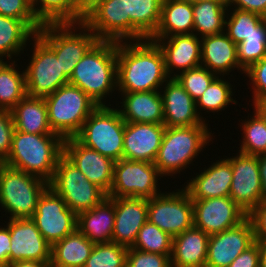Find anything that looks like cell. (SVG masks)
Listing matches in <instances>:
<instances>
[{
	"label": "cell",
	"instance_id": "277c9868",
	"mask_svg": "<svg viewBox=\"0 0 266 267\" xmlns=\"http://www.w3.org/2000/svg\"><path fill=\"white\" fill-rule=\"evenodd\" d=\"M63 142L58 134H31L14 129L9 156L3 163L49 183L63 154Z\"/></svg>",
	"mask_w": 266,
	"mask_h": 267
},
{
	"label": "cell",
	"instance_id": "d4e9b609",
	"mask_svg": "<svg viewBox=\"0 0 266 267\" xmlns=\"http://www.w3.org/2000/svg\"><path fill=\"white\" fill-rule=\"evenodd\" d=\"M200 39L201 66L217 76L229 77L230 75V77H233L235 70L240 75L245 74L237 60V45L225 32L204 36Z\"/></svg>",
	"mask_w": 266,
	"mask_h": 267
},
{
	"label": "cell",
	"instance_id": "2e32d148",
	"mask_svg": "<svg viewBox=\"0 0 266 267\" xmlns=\"http://www.w3.org/2000/svg\"><path fill=\"white\" fill-rule=\"evenodd\" d=\"M83 23L99 40L130 41V17H125V0H103L91 9Z\"/></svg>",
	"mask_w": 266,
	"mask_h": 267
},
{
	"label": "cell",
	"instance_id": "816d5d0a",
	"mask_svg": "<svg viewBox=\"0 0 266 267\" xmlns=\"http://www.w3.org/2000/svg\"><path fill=\"white\" fill-rule=\"evenodd\" d=\"M0 224V265L5 267L9 264V255L11 253V237L8 226L1 220Z\"/></svg>",
	"mask_w": 266,
	"mask_h": 267
},
{
	"label": "cell",
	"instance_id": "603a6c76",
	"mask_svg": "<svg viewBox=\"0 0 266 267\" xmlns=\"http://www.w3.org/2000/svg\"><path fill=\"white\" fill-rule=\"evenodd\" d=\"M165 128L164 124L126 122L123 159L154 163Z\"/></svg>",
	"mask_w": 266,
	"mask_h": 267
},
{
	"label": "cell",
	"instance_id": "6da1fadb",
	"mask_svg": "<svg viewBox=\"0 0 266 267\" xmlns=\"http://www.w3.org/2000/svg\"><path fill=\"white\" fill-rule=\"evenodd\" d=\"M169 79L155 41L117 42V92L160 91Z\"/></svg>",
	"mask_w": 266,
	"mask_h": 267
},
{
	"label": "cell",
	"instance_id": "7bdbcfd3",
	"mask_svg": "<svg viewBox=\"0 0 266 267\" xmlns=\"http://www.w3.org/2000/svg\"><path fill=\"white\" fill-rule=\"evenodd\" d=\"M216 77L217 75L207 68L199 66L184 71L175 78L196 102Z\"/></svg>",
	"mask_w": 266,
	"mask_h": 267
},
{
	"label": "cell",
	"instance_id": "60d3db41",
	"mask_svg": "<svg viewBox=\"0 0 266 267\" xmlns=\"http://www.w3.org/2000/svg\"><path fill=\"white\" fill-rule=\"evenodd\" d=\"M172 238L155 224L147 221L139 230L132 248L143 252L171 256Z\"/></svg>",
	"mask_w": 266,
	"mask_h": 267
},
{
	"label": "cell",
	"instance_id": "e575fe53",
	"mask_svg": "<svg viewBox=\"0 0 266 267\" xmlns=\"http://www.w3.org/2000/svg\"><path fill=\"white\" fill-rule=\"evenodd\" d=\"M225 78L226 76H224V78L223 76H217L203 92L201 97L196 101L197 112L202 120H204L206 123H209V121H207L208 119L203 117L204 113H213L214 115L215 113H220V111H225V109L230 107V104L238 105L239 103L233 98L236 91L234 89L235 86L230 83L233 80L235 81L236 78H231L230 76L227 77V79ZM228 79L231 81H229ZM203 111L205 112L203 113Z\"/></svg>",
	"mask_w": 266,
	"mask_h": 267
},
{
	"label": "cell",
	"instance_id": "db71d44e",
	"mask_svg": "<svg viewBox=\"0 0 266 267\" xmlns=\"http://www.w3.org/2000/svg\"><path fill=\"white\" fill-rule=\"evenodd\" d=\"M5 267H52L51 261H16L6 265Z\"/></svg>",
	"mask_w": 266,
	"mask_h": 267
},
{
	"label": "cell",
	"instance_id": "f546056e",
	"mask_svg": "<svg viewBox=\"0 0 266 267\" xmlns=\"http://www.w3.org/2000/svg\"><path fill=\"white\" fill-rule=\"evenodd\" d=\"M163 0H125V17H130V41L150 38L160 22Z\"/></svg>",
	"mask_w": 266,
	"mask_h": 267
},
{
	"label": "cell",
	"instance_id": "d590c367",
	"mask_svg": "<svg viewBox=\"0 0 266 267\" xmlns=\"http://www.w3.org/2000/svg\"><path fill=\"white\" fill-rule=\"evenodd\" d=\"M31 6L42 25L81 23L84 19L76 9L75 0H31Z\"/></svg>",
	"mask_w": 266,
	"mask_h": 267
},
{
	"label": "cell",
	"instance_id": "1f68e13d",
	"mask_svg": "<svg viewBox=\"0 0 266 267\" xmlns=\"http://www.w3.org/2000/svg\"><path fill=\"white\" fill-rule=\"evenodd\" d=\"M35 35L24 21L0 15V58L18 61L21 60V54L29 56L30 53L26 54L24 51Z\"/></svg>",
	"mask_w": 266,
	"mask_h": 267
},
{
	"label": "cell",
	"instance_id": "836d02e7",
	"mask_svg": "<svg viewBox=\"0 0 266 267\" xmlns=\"http://www.w3.org/2000/svg\"><path fill=\"white\" fill-rule=\"evenodd\" d=\"M227 10V1L193 3V34L201 38L225 32Z\"/></svg>",
	"mask_w": 266,
	"mask_h": 267
},
{
	"label": "cell",
	"instance_id": "681fc988",
	"mask_svg": "<svg viewBox=\"0 0 266 267\" xmlns=\"http://www.w3.org/2000/svg\"><path fill=\"white\" fill-rule=\"evenodd\" d=\"M260 242H254L237 256L228 267H259Z\"/></svg>",
	"mask_w": 266,
	"mask_h": 267
},
{
	"label": "cell",
	"instance_id": "f5cc1de1",
	"mask_svg": "<svg viewBox=\"0 0 266 267\" xmlns=\"http://www.w3.org/2000/svg\"><path fill=\"white\" fill-rule=\"evenodd\" d=\"M262 197L266 201V153L258 155Z\"/></svg>",
	"mask_w": 266,
	"mask_h": 267
},
{
	"label": "cell",
	"instance_id": "9f6ffc18",
	"mask_svg": "<svg viewBox=\"0 0 266 267\" xmlns=\"http://www.w3.org/2000/svg\"><path fill=\"white\" fill-rule=\"evenodd\" d=\"M259 267H266V242H260Z\"/></svg>",
	"mask_w": 266,
	"mask_h": 267
},
{
	"label": "cell",
	"instance_id": "f6af8a7d",
	"mask_svg": "<svg viewBox=\"0 0 266 267\" xmlns=\"http://www.w3.org/2000/svg\"><path fill=\"white\" fill-rule=\"evenodd\" d=\"M248 78L247 81L251 86L253 106L256 102L266 99V56L257 61L249 69L245 71L243 77Z\"/></svg>",
	"mask_w": 266,
	"mask_h": 267
},
{
	"label": "cell",
	"instance_id": "4fadbf2b",
	"mask_svg": "<svg viewBox=\"0 0 266 267\" xmlns=\"http://www.w3.org/2000/svg\"><path fill=\"white\" fill-rule=\"evenodd\" d=\"M31 220L51 246L77 230V214L50 187L40 196Z\"/></svg>",
	"mask_w": 266,
	"mask_h": 267
},
{
	"label": "cell",
	"instance_id": "9a60e30c",
	"mask_svg": "<svg viewBox=\"0 0 266 267\" xmlns=\"http://www.w3.org/2000/svg\"><path fill=\"white\" fill-rule=\"evenodd\" d=\"M192 202L194 226L208 235L233 228L248 217L230 196L192 200Z\"/></svg>",
	"mask_w": 266,
	"mask_h": 267
},
{
	"label": "cell",
	"instance_id": "f1b7e54d",
	"mask_svg": "<svg viewBox=\"0 0 266 267\" xmlns=\"http://www.w3.org/2000/svg\"><path fill=\"white\" fill-rule=\"evenodd\" d=\"M10 111L16 130L31 134H56L48 122V108L44 97L26 95Z\"/></svg>",
	"mask_w": 266,
	"mask_h": 267
},
{
	"label": "cell",
	"instance_id": "5bb4252c",
	"mask_svg": "<svg viewBox=\"0 0 266 267\" xmlns=\"http://www.w3.org/2000/svg\"><path fill=\"white\" fill-rule=\"evenodd\" d=\"M224 156L232 166V183L229 196L247 214L265 200L262 197L258 155L241 152Z\"/></svg>",
	"mask_w": 266,
	"mask_h": 267
},
{
	"label": "cell",
	"instance_id": "7c38bea8",
	"mask_svg": "<svg viewBox=\"0 0 266 267\" xmlns=\"http://www.w3.org/2000/svg\"><path fill=\"white\" fill-rule=\"evenodd\" d=\"M147 219L175 237L194 226L192 199L181 186L173 191H163L148 199Z\"/></svg>",
	"mask_w": 266,
	"mask_h": 267
},
{
	"label": "cell",
	"instance_id": "d6986e66",
	"mask_svg": "<svg viewBox=\"0 0 266 267\" xmlns=\"http://www.w3.org/2000/svg\"><path fill=\"white\" fill-rule=\"evenodd\" d=\"M63 154L86 176V178L109 193L113 181L115 161L99 152L85 147L75 137L64 139Z\"/></svg>",
	"mask_w": 266,
	"mask_h": 267
},
{
	"label": "cell",
	"instance_id": "c3c4849f",
	"mask_svg": "<svg viewBox=\"0 0 266 267\" xmlns=\"http://www.w3.org/2000/svg\"><path fill=\"white\" fill-rule=\"evenodd\" d=\"M248 218L252 222L254 240L256 242H266V201L256 206L248 214Z\"/></svg>",
	"mask_w": 266,
	"mask_h": 267
},
{
	"label": "cell",
	"instance_id": "44dd1931",
	"mask_svg": "<svg viewBox=\"0 0 266 267\" xmlns=\"http://www.w3.org/2000/svg\"><path fill=\"white\" fill-rule=\"evenodd\" d=\"M207 164L186 180L183 186L192 200L227 197L232 183V166L227 158H221Z\"/></svg>",
	"mask_w": 266,
	"mask_h": 267
},
{
	"label": "cell",
	"instance_id": "f35d334b",
	"mask_svg": "<svg viewBox=\"0 0 266 267\" xmlns=\"http://www.w3.org/2000/svg\"><path fill=\"white\" fill-rule=\"evenodd\" d=\"M264 17L249 11L228 8L225 19V33L238 45L252 33L257 32V26Z\"/></svg>",
	"mask_w": 266,
	"mask_h": 267
},
{
	"label": "cell",
	"instance_id": "ba28073f",
	"mask_svg": "<svg viewBox=\"0 0 266 267\" xmlns=\"http://www.w3.org/2000/svg\"><path fill=\"white\" fill-rule=\"evenodd\" d=\"M36 34L55 52L61 70L68 78L86 52L99 40L83 22L43 24Z\"/></svg>",
	"mask_w": 266,
	"mask_h": 267
},
{
	"label": "cell",
	"instance_id": "6f0895ef",
	"mask_svg": "<svg viewBox=\"0 0 266 267\" xmlns=\"http://www.w3.org/2000/svg\"><path fill=\"white\" fill-rule=\"evenodd\" d=\"M253 107H255L266 119V99L256 102Z\"/></svg>",
	"mask_w": 266,
	"mask_h": 267
},
{
	"label": "cell",
	"instance_id": "bcb514c9",
	"mask_svg": "<svg viewBox=\"0 0 266 267\" xmlns=\"http://www.w3.org/2000/svg\"><path fill=\"white\" fill-rule=\"evenodd\" d=\"M171 256L128 248L126 267H171Z\"/></svg>",
	"mask_w": 266,
	"mask_h": 267
},
{
	"label": "cell",
	"instance_id": "52a82bcc",
	"mask_svg": "<svg viewBox=\"0 0 266 267\" xmlns=\"http://www.w3.org/2000/svg\"><path fill=\"white\" fill-rule=\"evenodd\" d=\"M125 121L113 106H98L75 138L85 147L119 161L123 158Z\"/></svg>",
	"mask_w": 266,
	"mask_h": 267
},
{
	"label": "cell",
	"instance_id": "d6a6232c",
	"mask_svg": "<svg viewBox=\"0 0 266 267\" xmlns=\"http://www.w3.org/2000/svg\"><path fill=\"white\" fill-rule=\"evenodd\" d=\"M78 230L56 242L51 249L52 267H84L94 247Z\"/></svg>",
	"mask_w": 266,
	"mask_h": 267
},
{
	"label": "cell",
	"instance_id": "484cf974",
	"mask_svg": "<svg viewBox=\"0 0 266 267\" xmlns=\"http://www.w3.org/2000/svg\"><path fill=\"white\" fill-rule=\"evenodd\" d=\"M117 93L120 101H115L118 102L115 107L125 122L163 124L164 110L160 91Z\"/></svg>",
	"mask_w": 266,
	"mask_h": 267
},
{
	"label": "cell",
	"instance_id": "cb8c5ba5",
	"mask_svg": "<svg viewBox=\"0 0 266 267\" xmlns=\"http://www.w3.org/2000/svg\"><path fill=\"white\" fill-rule=\"evenodd\" d=\"M147 215V198H115V221L112 242L126 248L133 247L139 230L148 221Z\"/></svg>",
	"mask_w": 266,
	"mask_h": 267
},
{
	"label": "cell",
	"instance_id": "30bf717a",
	"mask_svg": "<svg viewBox=\"0 0 266 267\" xmlns=\"http://www.w3.org/2000/svg\"><path fill=\"white\" fill-rule=\"evenodd\" d=\"M27 51L32 52L24 68L28 96L46 97L69 83L55 52L37 34L30 41Z\"/></svg>",
	"mask_w": 266,
	"mask_h": 267
},
{
	"label": "cell",
	"instance_id": "e0dca14e",
	"mask_svg": "<svg viewBox=\"0 0 266 267\" xmlns=\"http://www.w3.org/2000/svg\"><path fill=\"white\" fill-rule=\"evenodd\" d=\"M8 220V221H7ZM11 237L9 264L16 261H51L52 246L31 218L6 219Z\"/></svg>",
	"mask_w": 266,
	"mask_h": 267
},
{
	"label": "cell",
	"instance_id": "4dcf8cb0",
	"mask_svg": "<svg viewBox=\"0 0 266 267\" xmlns=\"http://www.w3.org/2000/svg\"><path fill=\"white\" fill-rule=\"evenodd\" d=\"M193 3L182 0H163L157 30L150 38L193 34Z\"/></svg>",
	"mask_w": 266,
	"mask_h": 267
},
{
	"label": "cell",
	"instance_id": "ee69618b",
	"mask_svg": "<svg viewBox=\"0 0 266 267\" xmlns=\"http://www.w3.org/2000/svg\"><path fill=\"white\" fill-rule=\"evenodd\" d=\"M0 15L24 21L35 33L42 27L33 13L31 0H0Z\"/></svg>",
	"mask_w": 266,
	"mask_h": 267
},
{
	"label": "cell",
	"instance_id": "7a4b0ae2",
	"mask_svg": "<svg viewBox=\"0 0 266 267\" xmlns=\"http://www.w3.org/2000/svg\"><path fill=\"white\" fill-rule=\"evenodd\" d=\"M69 83L85 92L98 106L117 94V42L98 40L75 66Z\"/></svg>",
	"mask_w": 266,
	"mask_h": 267
},
{
	"label": "cell",
	"instance_id": "f907efd6",
	"mask_svg": "<svg viewBox=\"0 0 266 267\" xmlns=\"http://www.w3.org/2000/svg\"><path fill=\"white\" fill-rule=\"evenodd\" d=\"M228 8L256 13L262 17L266 15V0H227Z\"/></svg>",
	"mask_w": 266,
	"mask_h": 267
},
{
	"label": "cell",
	"instance_id": "ab89813d",
	"mask_svg": "<svg viewBox=\"0 0 266 267\" xmlns=\"http://www.w3.org/2000/svg\"><path fill=\"white\" fill-rule=\"evenodd\" d=\"M266 56V20L257 26V32L246 37L237 45V60L240 67L246 71L257 61Z\"/></svg>",
	"mask_w": 266,
	"mask_h": 267
},
{
	"label": "cell",
	"instance_id": "4316f807",
	"mask_svg": "<svg viewBox=\"0 0 266 267\" xmlns=\"http://www.w3.org/2000/svg\"><path fill=\"white\" fill-rule=\"evenodd\" d=\"M115 198L106 197L97 206L77 214V230L92 243L112 242Z\"/></svg>",
	"mask_w": 266,
	"mask_h": 267
},
{
	"label": "cell",
	"instance_id": "91938a15",
	"mask_svg": "<svg viewBox=\"0 0 266 267\" xmlns=\"http://www.w3.org/2000/svg\"><path fill=\"white\" fill-rule=\"evenodd\" d=\"M7 61H5L4 59L0 58V68L6 63Z\"/></svg>",
	"mask_w": 266,
	"mask_h": 267
},
{
	"label": "cell",
	"instance_id": "74e56055",
	"mask_svg": "<svg viewBox=\"0 0 266 267\" xmlns=\"http://www.w3.org/2000/svg\"><path fill=\"white\" fill-rule=\"evenodd\" d=\"M251 109L254 110L252 114L248 113L247 119H241L240 125L238 124L242 140H239L241 145L237 151L247 155H260L266 153V119L255 107Z\"/></svg>",
	"mask_w": 266,
	"mask_h": 267
},
{
	"label": "cell",
	"instance_id": "7dc6e473",
	"mask_svg": "<svg viewBox=\"0 0 266 267\" xmlns=\"http://www.w3.org/2000/svg\"><path fill=\"white\" fill-rule=\"evenodd\" d=\"M14 122L10 110L0 109V162L3 163L9 156L11 149Z\"/></svg>",
	"mask_w": 266,
	"mask_h": 267
},
{
	"label": "cell",
	"instance_id": "5b68a950",
	"mask_svg": "<svg viewBox=\"0 0 266 267\" xmlns=\"http://www.w3.org/2000/svg\"><path fill=\"white\" fill-rule=\"evenodd\" d=\"M49 187L45 180L0 163V209L6 219L31 218L38 200ZM9 216H8V214Z\"/></svg>",
	"mask_w": 266,
	"mask_h": 267
},
{
	"label": "cell",
	"instance_id": "8992f818",
	"mask_svg": "<svg viewBox=\"0 0 266 267\" xmlns=\"http://www.w3.org/2000/svg\"><path fill=\"white\" fill-rule=\"evenodd\" d=\"M52 131L63 139L75 137L98 105L80 88L70 83L44 97Z\"/></svg>",
	"mask_w": 266,
	"mask_h": 267
},
{
	"label": "cell",
	"instance_id": "9c48e42d",
	"mask_svg": "<svg viewBox=\"0 0 266 267\" xmlns=\"http://www.w3.org/2000/svg\"><path fill=\"white\" fill-rule=\"evenodd\" d=\"M49 187L76 214L97 206L107 194L86 176L64 154L60 156Z\"/></svg>",
	"mask_w": 266,
	"mask_h": 267
},
{
	"label": "cell",
	"instance_id": "b9f144b4",
	"mask_svg": "<svg viewBox=\"0 0 266 267\" xmlns=\"http://www.w3.org/2000/svg\"><path fill=\"white\" fill-rule=\"evenodd\" d=\"M127 250L113 242L95 244L84 267H126Z\"/></svg>",
	"mask_w": 266,
	"mask_h": 267
},
{
	"label": "cell",
	"instance_id": "8fae6325",
	"mask_svg": "<svg viewBox=\"0 0 266 267\" xmlns=\"http://www.w3.org/2000/svg\"><path fill=\"white\" fill-rule=\"evenodd\" d=\"M160 179H163V176L154 163L122 158L115 162L113 181L107 196L149 199L162 193Z\"/></svg>",
	"mask_w": 266,
	"mask_h": 267
},
{
	"label": "cell",
	"instance_id": "83f0119b",
	"mask_svg": "<svg viewBox=\"0 0 266 267\" xmlns=\"http://www.w3.org/2000/svg\"><path fill=\"white\" fill-rule=\"evenodd\" d=\"M209 237L195 226L173 237L171 267H205Z\"/></svg>",
	"mask_w": 266,
	"mask_h": 267
},
{
	"label": "cell",
	"instance_id": "3957f363",
	"mask_svg": "<svg viewBox=\"0 0 266 267\" xmlns=\"http://www.w3.org/2000/svg\"><path fill=\"white\" fill-rule=\"evenodd\" d=\"M209 127L210 125H194L165 128L154 161L155 167L165 180L168 176L174 179L177 174L186 173L190 165H196L193 164L195 158L198 159L199 154L201 155L215 138V133H212Z\"/></svg>",
	"mask_w": 266,
	"mask_h": 267
},
{
	"label": "cell",
	"instance_id": "680465c9",
	"mask_svg": "<svg viewBox=\"0 0 266 267\" xmlns=\"http://www.w3.org/2000/svg\"><path fill=\"white\" fill-rule=\"evenodd\" d=\"M182 1H187L189 3H198L202 1H227V0H182Z\"/></svg>",
	"mask_w": 266,
	"mask_h": 267
},
{
	"label": "cell",
	"instance_id": "8d00e7d4",
	"mask_svg": "<svg viewBox=\"0 0 266 267\" xmlns=\"http://www.w3.org/2000/svg\"><path fill=\"white\" fill-rule=\"evenodd\" d=\"M16 63L7 61L0 68V109L11 110L27 95L25 71Z\"/></svg>",
	"mask_w": 266,
	"mask_h": 267
},
{
	"label": "cell",
	"instance_id": "ffe728a7",
	"mask_svg": "<svg viewBox=\"0 0 266 267\" xmlns=\"http://www.w3.org/2000/svg\"><path fill=\"white\" fill-rule=\"evenodd\" d=\"M160 47L169 78L201 66V39L195 34L173 35L165 38H149Z\"/></svg>",
	"mask_w": 266,
	"mask_h": 267
},
{
	"label": "cell",
	"instance_id": "7402d4cb",
	"mask_svg": "<svg viewBox=\"0 0 266 267\" xmlns=\"http://www.w3.org/2000/svg\"><path fill=\"white\" fill-rule=\"evenodd\" d=\"M166 127L210 125L199 116L196 102L176 78H169L161 87Z\"/></svg>",
	"mask_w": 266,
	"mask_h": 267
},
{
	"label": "cell",
	"instance_id": "11a10c76",
	"mask_svg": "<svg viewBox=\"0 0 266 267\" xmlns=\"http://www.w3.org/2000/svg\"><path fill=\"white\" fill-rule=\"evenodd\" d=\"M101 1L103 0H75L76 9L85 16Z\"/></svg>",
	"mask_w": 266,
	"mask_h": 267
},
{
	"label": "cell",
	"instance_id": "ac0fdd59",
	"mask_svg": "<svg viewBox=\"0 0 266 267\" xmlns=\"http://www.w3.org/2000/svg\"><path fill=\"white\" fill-rule=\"evenodd\" d=\"M254 242L253 226L248 217L233 228L210 235L205 267H228Z\"/></svg>",
	"mask_w": 266,
	"mask_h": 267
}]
</instances>
